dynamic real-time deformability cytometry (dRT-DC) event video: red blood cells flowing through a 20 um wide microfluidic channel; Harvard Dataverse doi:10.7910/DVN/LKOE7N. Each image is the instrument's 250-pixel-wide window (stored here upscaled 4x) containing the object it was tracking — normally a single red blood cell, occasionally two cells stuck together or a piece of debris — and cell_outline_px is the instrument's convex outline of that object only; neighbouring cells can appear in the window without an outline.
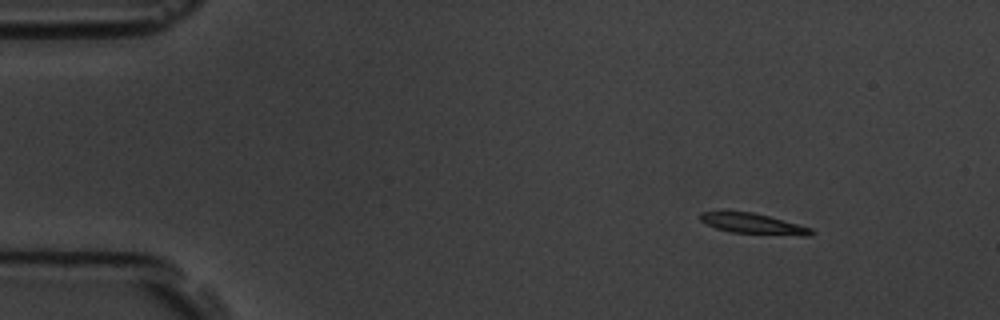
{"species": "common noctule bat (a hibernating species)", "species_latin": "Nyctalus noctula", "temperature_condition": "room temperature", "stored_images_in_passage": 8, "camera_frame_rate_fps": 3000, "um_per_image_px": 0.085, "animal": {"sex": "male", "body_mass_g": 19.5, "forearm_length_mm": 54.6}, "frame": {"image": 1, "passage_image": 1, "time_ms": 0.0, "image_size_px": [1000, 320], "cell_outline_px": [[816, 232], [812, 236], [800, 236], [732, 232], [716, 228], [700, 220], [700, 212], [724, 208], [728, 208], [752, 212], [768, 216], [812, 228]], "centroid_in_image_um": [63.96, 18.97], "position_along_channel_um": 21.0, "area_um2": 13.87}}
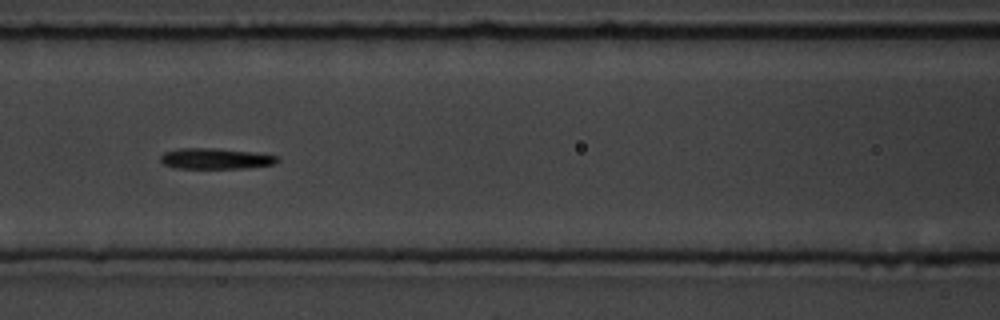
{"frame": {"image": 2, "passage_image": 6, "time_ms": 5.667, "image_size_px": [1000, 320], "cell_outline_px": [[280, 160], [276, 164], [248, 168], [176, 168], [164, 164], [160, 160], [160, 156], [164, 152], [180, 148], [212, 148], [252, 152], [280, 156]], "centroid_in_image_um": [18.36, 13.48], "position_along_channel_um": 148.2, "area_um2": 14.22}}
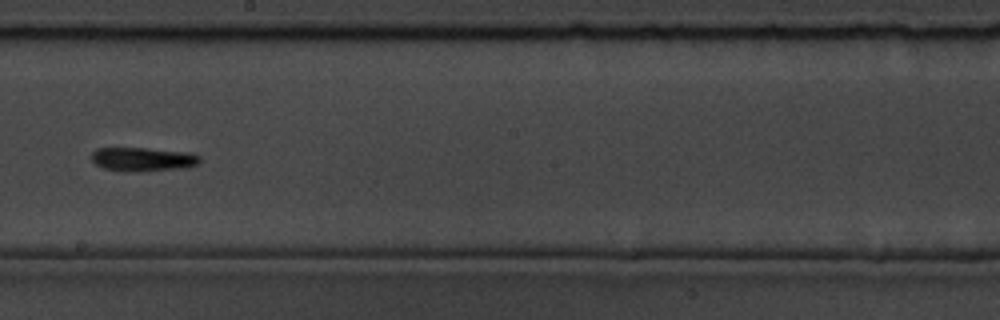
{"frame": {"image": 3, "passage_image": 8, "time_ms": 8.0, "image_size_px": [1000, 320], "cell_outline_px": [[200, 160], [196, 164], [180, 168], [104, 168], [96, 164], [92, 160], [92, 152], [96, 148], [144, 148], [188, 152], [200, 156]], "centroid_in_image_um": [12.13, 13.46], "position_along_channel_um": 236.1, "area_um2": 13.7}}